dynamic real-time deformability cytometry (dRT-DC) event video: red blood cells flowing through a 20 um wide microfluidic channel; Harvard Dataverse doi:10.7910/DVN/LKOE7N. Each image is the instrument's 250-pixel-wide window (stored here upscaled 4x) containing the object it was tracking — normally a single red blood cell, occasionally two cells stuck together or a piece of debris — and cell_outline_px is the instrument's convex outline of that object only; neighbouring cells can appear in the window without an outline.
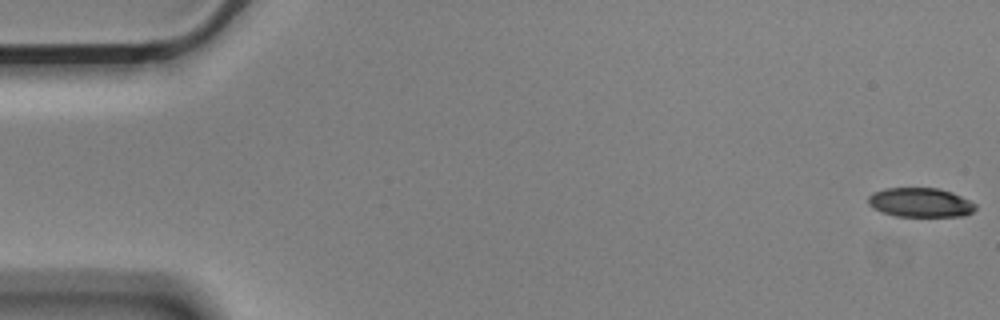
{"species": "Egyptian fruit bat (a non-hibernating species)", "species_latin": "Rousettus aegyptiacus", "temperature_condition": "cold", "stored_images_in_passage": 57, "camera_frame_rate_fps": 3000, "um_per_image_px": 0.085, "animal": {"sex": "male"}, "frame": {"image": 1, "passage_image": 1, "time_ms": 0.0, "image_size_px": [1000, 320], "cell_outline_px": [[976, 208], [972, 212], [964, 216], [896, 216], [884, 212], [868, 204], [868, 196], [872, 192], [884, 188], [940, 188], [952, 192], [976, 204]], "centroid_in_image_um": [78.23, 17.2], "position_along_channel_um": 6.8, "area_um2": 18.21}}
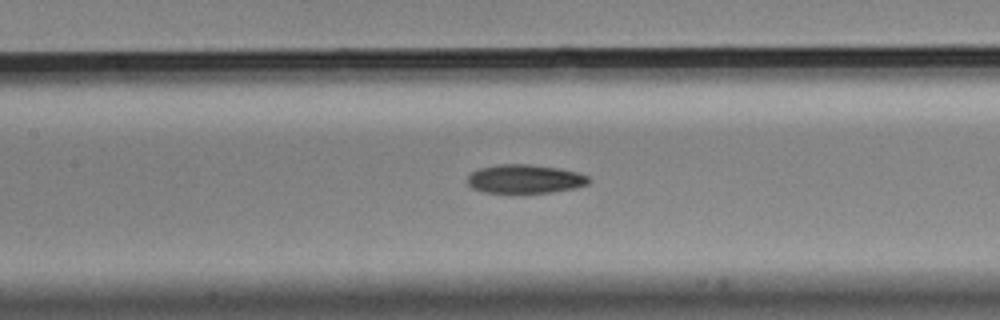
{"frame": {"image": 2, "passage_image": 26, "time_ms": 8.333, "image_size_px": [1000, 320], "cell_outline_px": [[592, 180], [588, 184], [576, 188], [552, 192], [484, 192], [472, 188], [468, 184], [468, 176], [472, 172], [480, 168], [496, 164], [532, 164], [560, 168], [576, 172], [588, 176]], "centroid_in_image_um": [44.65, 15.2], "position_along_channel_um": 162.8, "area_um2": 20.35}}
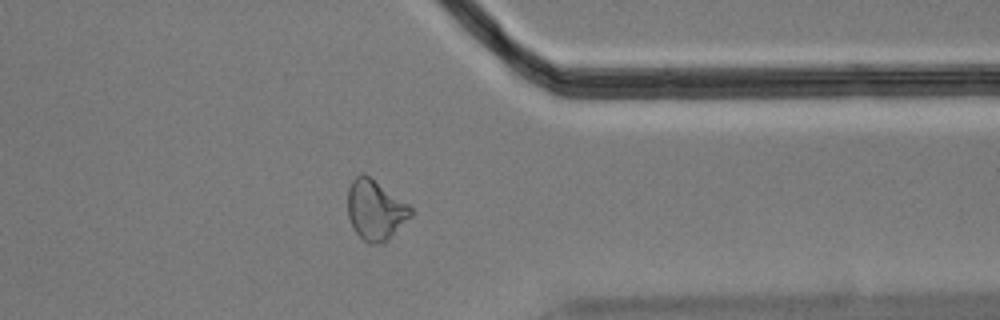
{"frame": {"image": 3, "passage_image": 45, "time_ms": 14.667, "image_size_px": [1000, 320], "cell_outline_px": [[412, 216], [388, 240], [380, 244], [368, 244], [356, 232], [348, 216], [348, 188], [352, 180], [360, 172], [364, 172], [408, 204], [412, 208]], "centroid_in_image_um": [31.91, 17.84], "position_along_channel_um": 379.5, "area_um2": 22.08}, "authors_computed_cell_mechanics": {"area_um2": 20.808, "velocity_mm_per_s": 3.5398, "shape_relaxation_time_tau1_ms": 6.5856, "shape_relaxation_time_tau2_ms": 6.8683, "deformation_change_tau1": 0.1738, "deformation_change_tau2": 0.1389}}